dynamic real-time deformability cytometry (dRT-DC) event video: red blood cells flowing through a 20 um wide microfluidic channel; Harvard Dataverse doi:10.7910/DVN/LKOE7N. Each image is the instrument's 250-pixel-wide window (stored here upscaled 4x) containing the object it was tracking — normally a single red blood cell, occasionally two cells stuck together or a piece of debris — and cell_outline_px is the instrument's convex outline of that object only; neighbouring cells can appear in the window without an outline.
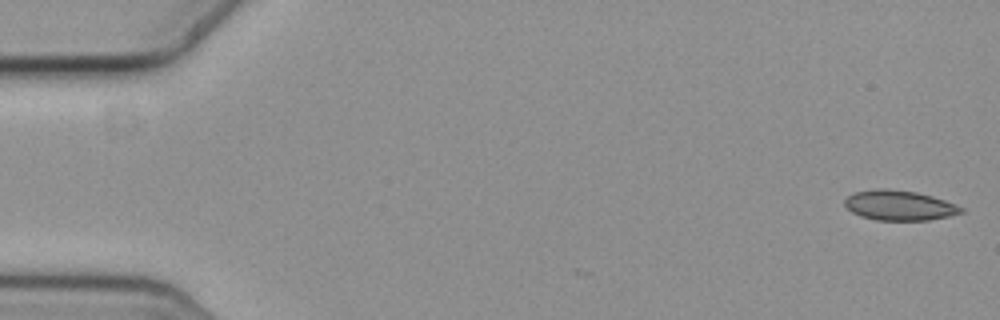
{"species": "common noctule bat (a hibernating species)", "species_latin": "Nyctalus noctula", "temperature_condition": "cold", "stored_images_in_passage": 3, "camera_frame_rate_fps": 3000, "um_per_image_px": 0.085, "animal": {"sex": "female", "body_mass_g": 19.3, "forearm_length_mm": 54.1}, "frame": {"image": 1, "passage_image": 3, "time_ms": 0.667, "image_size_px": [1000, 320], "cell_outline_px": [[964, 212], [948, 216], [928, 220], [876, 220], [860, 216], [852, 212], [844, 204], [844, 200], [848, 196], [856, 192], [880, 188], [884, 188], [916, 192], [932, 196], [956, 204], [964, 208]], "centroid_in_image_um": [76.45, 17.46], "position_along_channel_um": 8.6, "area_um2": 20.23}}